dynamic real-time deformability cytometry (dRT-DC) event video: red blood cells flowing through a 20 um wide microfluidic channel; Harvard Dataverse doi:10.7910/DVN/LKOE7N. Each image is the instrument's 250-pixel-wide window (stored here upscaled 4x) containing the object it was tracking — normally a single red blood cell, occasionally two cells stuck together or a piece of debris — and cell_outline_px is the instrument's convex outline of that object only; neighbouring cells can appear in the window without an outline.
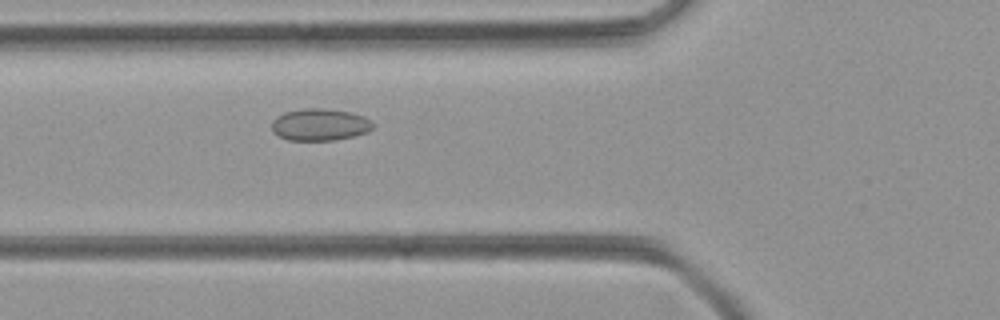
{"species": "common noctule bat (a hibernating species)", "species_latin": "Nyctalus noctula", "temperature_condition": "room temperature", "stored_images_in_passage": 35, "camera_frame_rate_fps": 3000, "um_per_image_px": 0.085, "animal": {"sex": "female", "body_mass_g": 21.9}, "frame": {"image": 1, "passage_image": 3, "time_ms": 0.667, "image_size_px": [1000, 320], "cell_outline_px": [[376, 124], [368, 132], [352, 136], [332, 140], [288, 140], [272, 132], [272, 120], [276, 116], [284, 112], [304, 108], [324, 108], [348, 112], [364, 116]], "centroid_in_image_um": [27.18, 10.58], "position_along_channel_um": 98.6, "area_um2": 18.9}}
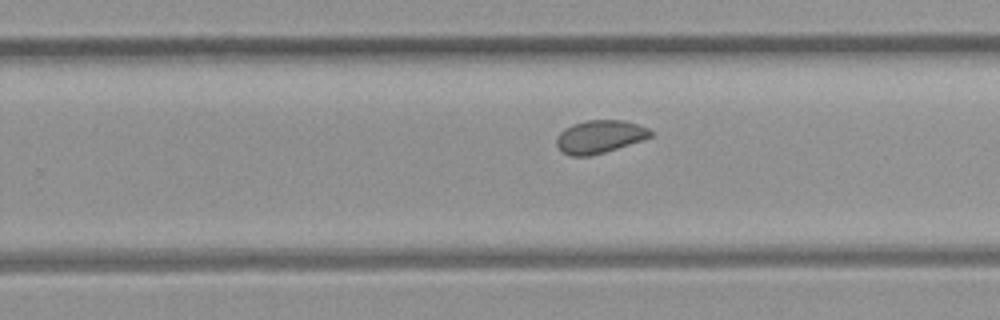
{"frame": {"image": 2, "passage_image": 16, "time_ms": 5.0, "image_size_px": [1000, 320], "cell_outline_px": [[652, 136], [604, 152], [588, 156], [572, 156], [564, 152], [556, 144], [556, 136], [564, 128], [572, 124], [588, 120], [624, 120], [648, 128], [652, 132]], "centroid_in_image_um": [50.94, 11.6], "position_along_channel_um": 278.9, "area_um2": 17.74}}
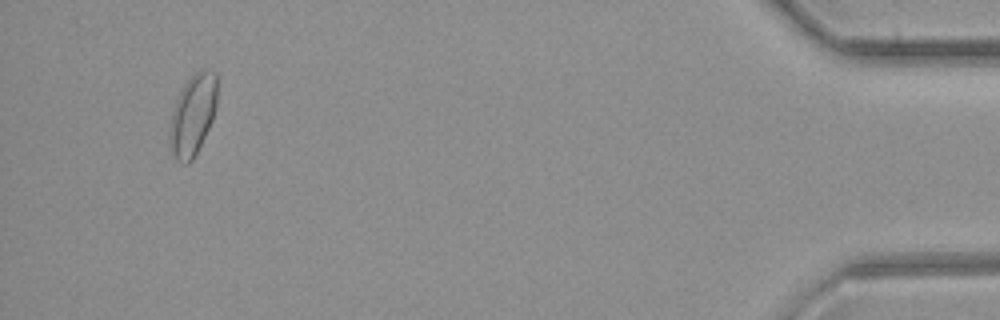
{"frame": {"image": 3, "passage_image": 32, "time_ms": 10.333, "image_size_px": [1000, 320], "cell_outline_px": [[216, 104], [212, 120], [192, 160], [188, 164], [184, 164], [176, 160], [168, 144], [168, 140], [172, 112], [176, 100], [184, 84], [200, 68], [208, 68], [216, 72]], "centroid_in_image_um": [16.37, 9.75], "position_along_channel_um": 418.8, "area_um2": 22.25}}